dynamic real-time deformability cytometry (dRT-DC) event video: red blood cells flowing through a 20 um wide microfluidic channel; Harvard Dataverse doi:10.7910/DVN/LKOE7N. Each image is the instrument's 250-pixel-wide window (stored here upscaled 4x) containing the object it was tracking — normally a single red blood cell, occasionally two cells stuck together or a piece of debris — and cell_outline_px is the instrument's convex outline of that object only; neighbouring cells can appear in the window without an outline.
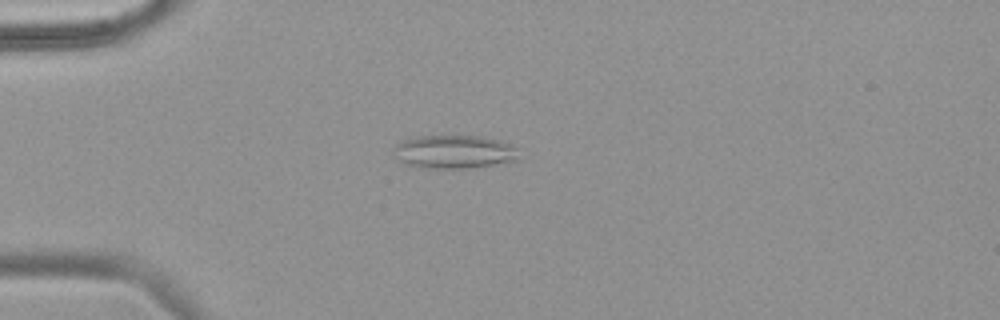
{"species": "common noctule bat (a hibernating species)", "species_latin": "Nyctalus noctula", "temperature_condition": "warm", "stored_images_in_passage": 53, "camera_frame_rate_fps": 3000, "um_per_image_px": 0.085, "animal": {"sex": "female", "body_mass_g": 18.4}, "frame": {"image": 1, "passage_image": 14, "time_ms": 4.333, "image_size_px": [1000, 320], "cell_outline_px": [[520, 160], [468, 168], [428, 168], [408, 164], [392, 156], [396, 144], [404, 140], [416, 136], [480, 136], [500, 140], [516, 148]], "centroid_in_image_um": [38.6, 12.9], "position_along_channel_um": 46.4, "area_um2": 24.22}}
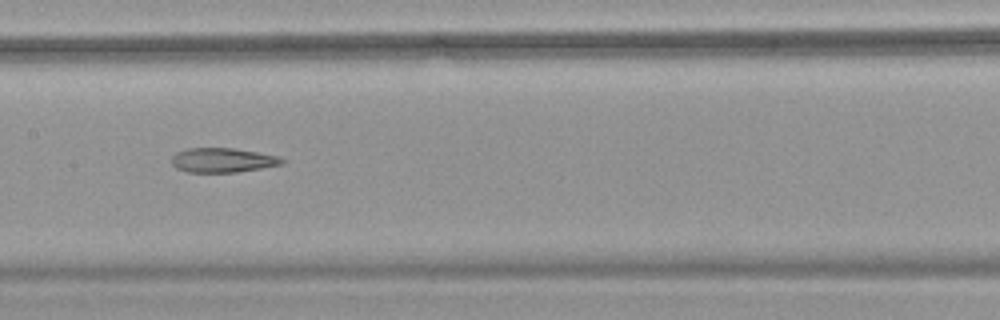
{"frame": {"image": 2, "passage_image": 27, "time_ms": 8.667, "image_size_px": [1000, 320], "cell_outline_px": [[284, 164], [236, 172], [188, 172], [176, 168], [172, 164], [172, 156], [176, 152], [188, 148], [232, 148], [256, 152], [276, 156], [284, 160]], "centroid_in_image_um": [18.88, 13.61], "position_along_channel_um": 188.5, "area_um2": 15.55}}
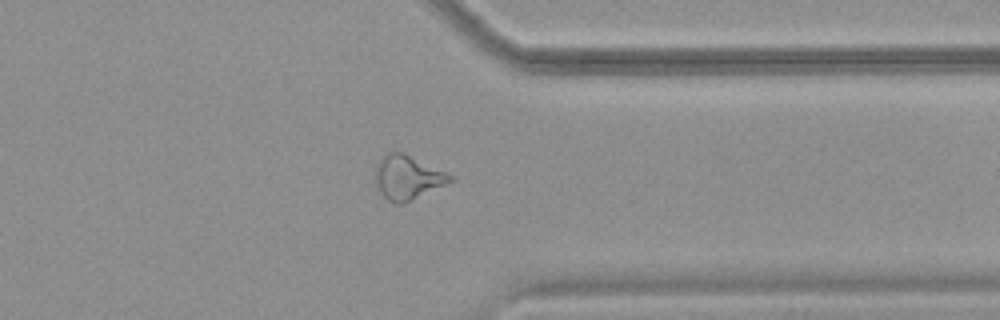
{"frame": {"image": 3, "passage_image": 42, "time_ms": 13.667, "image_size_px": [1000, 320], "cell_outline_px": [[456, 180], [404, 204], [396, 204], [388, 200], [380, 192], [372, 176], [376, 164], [380, 156], [388, 152], [404, 152], [456, 176]], "centroid_in_image_um": [34.64, 15.07], "position_along_channel_um": 376.8, "area_um2": 19.94}, "authors_computed_cell_mechanics": {"area_um2": 20.808, "velocity_mm_per_s": 3.8163, "shape_relaxation_time_tau1_ms": null, "shape_relaxation_time_tau2_ms": 4.6732, "deformation_change_tau1": null, "deformation_change_tau2": 0.1489}}